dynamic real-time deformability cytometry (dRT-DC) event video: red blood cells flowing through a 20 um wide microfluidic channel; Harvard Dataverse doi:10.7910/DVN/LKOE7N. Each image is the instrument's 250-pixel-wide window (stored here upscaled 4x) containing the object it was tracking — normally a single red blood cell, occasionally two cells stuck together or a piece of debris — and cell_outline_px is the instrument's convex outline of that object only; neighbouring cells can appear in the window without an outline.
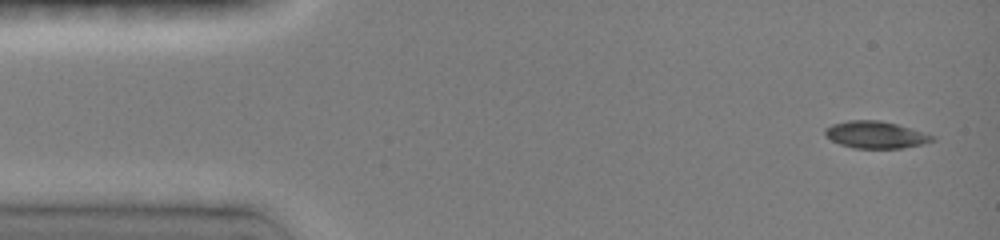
{"species": "common noctule bat (a hibernating species)", "species_latin": "Nyctalus noctula", "temperature_condition": "room temperature", "stored_images_in_passage": 8, "camera_frame_rate_fps": 3000, "um_per_image_px": 0.085, "animal": {"sex": "female", "body_mass_g": 19.0, "forearm_length_mm": 51.5}, "frame": {"image": 1, "passage_image": 1, "time_ms": 0.0, "image_size_px": [1000, 240], "cell_outline_px": [[936, 140], [920, 144], [900, 148], [856, 148], [840, 144], [832, 140], [824, 132], [832, 124], [848, 120], [880, 120], [896, 124], [932, 136]], "centroid_in_image_um": [74.4, 11.45], "position_along_channel_um": 10.6, "area_um2": 16.36}}
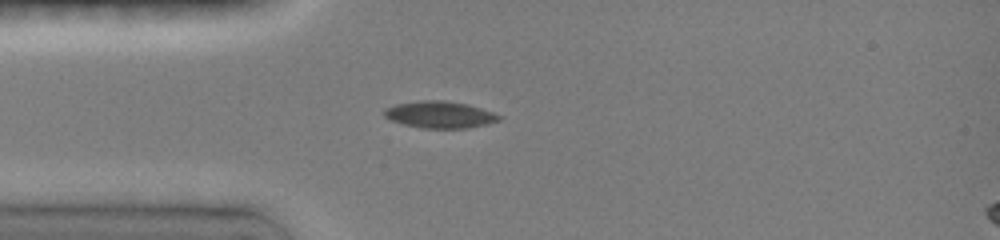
{"frame": {"image": 2, "passage_image": 5, "time_ms": 3.333, "image_size_px": [1000, 240], "cell_outline_px": [[500, 120], [468, 128], [424, 128], [404, 124], [392, 120], [384, 116], [384, 108], [396, 104], [420, 100], [444, 100], [468, 104], [492, 112], [500, 116]], "centroid_in_image_um": [37.35, 9.73], "position_along_channel_um": 47.6, "area_um2": 17.74}}
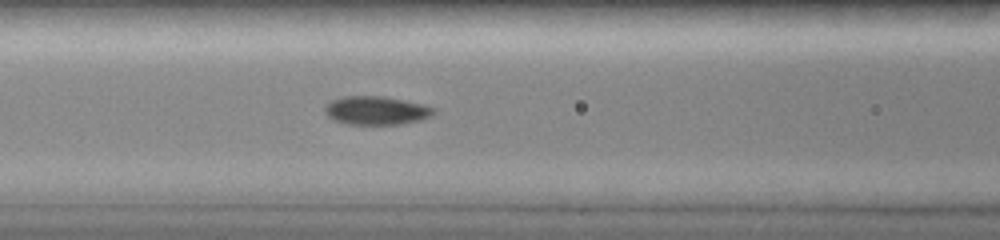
{"frame": {"image": 3, "passage_image": 8, "time_ms": 5.667, "image_size_px": [1000, 240], "cell_outline_px": [[436, 112], [432, 116], [420, 120], [400, 124], [348, 124], [336, 120], [328, 116], [324, 112], [324, 108], [332, 100], [344, 96], [384, 96], [424, 104], [436, 108]], "centroid_in_image_um": [32.03, 9.38], "position_along_channel_um": 134.6, "area_um2": 18.09}}